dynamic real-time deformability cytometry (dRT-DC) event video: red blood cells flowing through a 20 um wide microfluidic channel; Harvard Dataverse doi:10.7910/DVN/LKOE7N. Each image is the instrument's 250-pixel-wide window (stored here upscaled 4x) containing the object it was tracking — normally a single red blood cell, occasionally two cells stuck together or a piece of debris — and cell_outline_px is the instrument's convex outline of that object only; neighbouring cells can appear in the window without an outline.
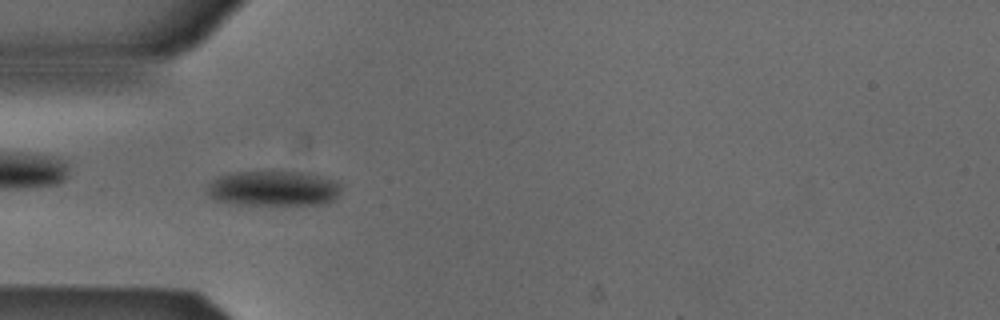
{"species": "Egyptian fruit bat (a non-hibernating species)", "species_latin": "Rousettus aegyptiacus", "temperature_condition": "cold", "stored_images_in_passage": 52, "camera_frame_rate_fps": 3000, "um_per_image_px": 0.085, "animal": {"sex": "male"}, "frame": {"image": 1, "passage_image": 15, "time_ms": 4.667, "image_size_px": [1000, 320], "cell_outline_px": [[340, 192], [332, 200], [324, 204], [236, 204], [216, 200], [208, 196], [208, 184], [220, 176], [236, 172], [308, 172], [324, 176], [336, 180], [340, 184]], "centroid_in_image_um": [23.28, 16.01], "position_along_channel_um": 61.7, "area_um2": 27.34}}
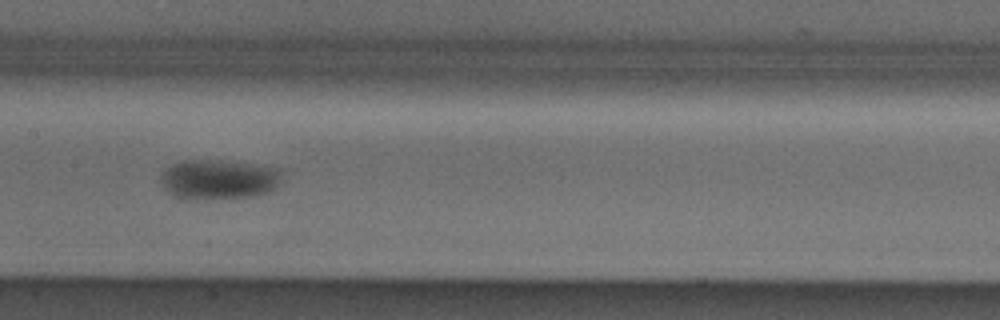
{"frame": {"image": 2, "passage_image": 25, "time_ms": 8.0, "image_size_px": [1000, 320], "cell_outline_px": [[280, 180], [276, 188], [268, 192], [252, 196], [196, 200], [188, 200], [168, 192], [164, 188], [160, 180], [160, 176], [172, 164], [184, 160], [220, 160], [280, 168]], "centroid_in_image_um": [18.57, 15.25], "position_along_channel_um": 188.8, "area_um2": 28.03}}
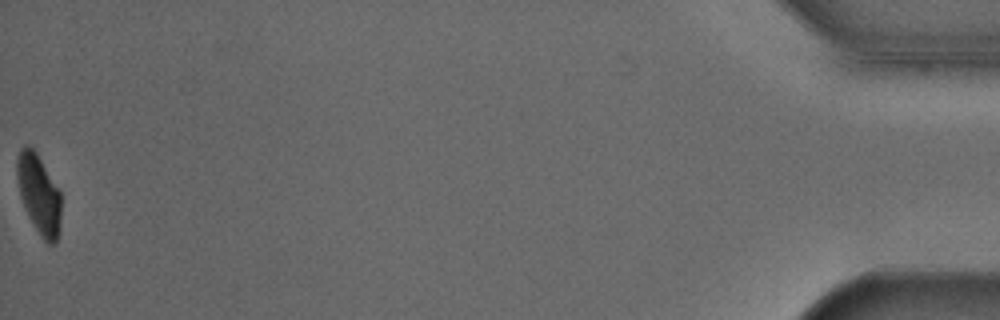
{"frame": {"image": 3, "passage_image": 52, "time_ms": 17.0, "image_size_px": [1000, 320], "cell_outline_px": [[60, 232], [56, 244], [48, 244], [40, 236], [28, 216], [20, 196], [16, 172], [16, 160], [20, 148], [24, 144], [28, 144], [36, 152], [60, 192]], "centroid_in_image_um": [3.29, 16.52], "position_along_channel_um": 431.9, "area_um2": 20.46}, "authors_computed_cell_mechanics": {"area_um2": 25.2008, "velocity_mm_per_s": 3.8669, "shape_relaxation_time_tau1_ms": 3.021, "shape_relaxation_time_tau2_ms": null, "deformation_change_tau1": 0.075, "deformation_change_tau2": null}}